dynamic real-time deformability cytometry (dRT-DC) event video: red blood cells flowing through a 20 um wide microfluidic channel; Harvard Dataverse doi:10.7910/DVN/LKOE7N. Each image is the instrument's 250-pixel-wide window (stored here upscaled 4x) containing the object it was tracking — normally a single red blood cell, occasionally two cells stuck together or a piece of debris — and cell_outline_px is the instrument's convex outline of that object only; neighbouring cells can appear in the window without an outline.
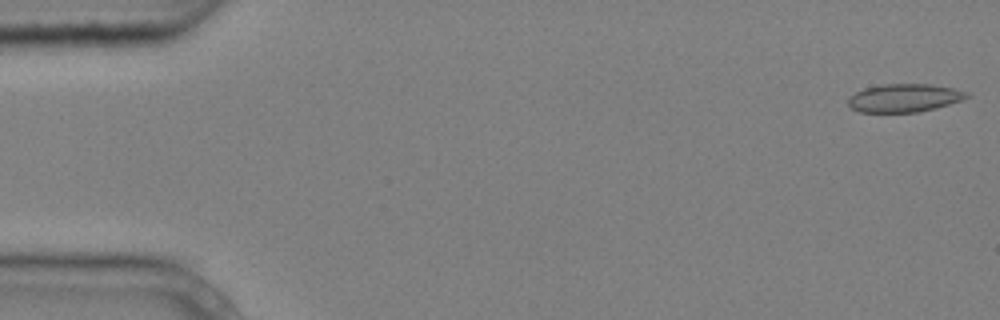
{"species": "common noctule bat (a hibernating species)", "species_latin": "Nyctalus noctula", "temperature_condition": "cold", "stored_images_in_passage": 3, "camera_frame_rate_fps": 3000, "um_per_image_px": 0.085, "animal": {"sex": "male", "body_mass_g": 20.4}, "frame": {"image": 1, "passage_image": 1, "time_ms": 0.0, "image_size_px": [1000, 320], "cell_outline_px": [[968, 96], [960, 100], [936, 108], [916, 112], [860, 112], [852, 108], [848, 104], [848, 100], [856, 92], [864, 88], [880, 84], [932, 84], [952, 88], [968, 92]], "centroid_in_image_um": [76.84, 8.32], "position_along_channel_um": 8.2, "area_um2": 19.25}}